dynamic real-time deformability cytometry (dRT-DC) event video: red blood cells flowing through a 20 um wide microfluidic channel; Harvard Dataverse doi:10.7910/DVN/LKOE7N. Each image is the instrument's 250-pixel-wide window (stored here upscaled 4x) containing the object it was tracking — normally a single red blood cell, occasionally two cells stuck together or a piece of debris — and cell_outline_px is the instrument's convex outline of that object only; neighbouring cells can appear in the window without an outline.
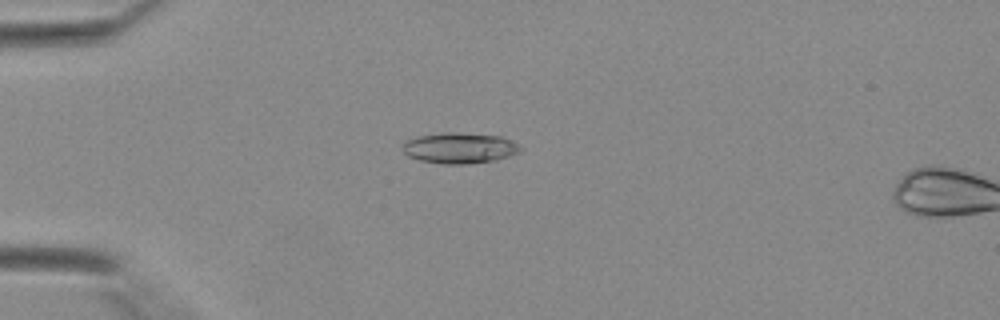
{"species": "Egyptian fruit bat (a non-hibernating species)", "species_latin": "Rousettus aegyptiacus", "temperature_condition": "warm", "stored_images_in_passage": 14, "camera_frame_rate_fps": 3000, "um_per_image_px": 0.085, "animal": {"sex": "female"}, "frame": {"image": 1, "passage_image": 12, "time_ms": 3.667, "image_size_px": [1000, 320], "cell_outline_px": [[524, 148], [520, 152], [496, 160], [468, 164], [444, 164], [420, 160], [408, 156], [400, 148], [408, 140], [416, 136], [444, 132], [452, 132], [500, 136], [512, 140]], "centroid_in_image_um": [39.08, 12.58], "position_along_channel_um": 45.9, "area_um2": 21.21}}